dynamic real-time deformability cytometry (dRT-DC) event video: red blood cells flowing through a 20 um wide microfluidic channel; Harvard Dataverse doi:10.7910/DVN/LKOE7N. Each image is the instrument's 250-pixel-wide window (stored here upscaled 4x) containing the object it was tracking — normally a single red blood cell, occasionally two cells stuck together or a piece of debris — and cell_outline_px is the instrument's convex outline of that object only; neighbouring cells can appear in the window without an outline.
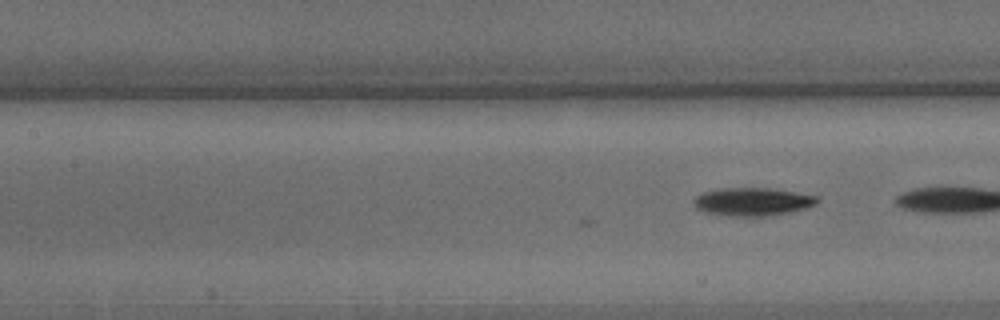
{"species": "common noctule bat (a hibernating species)", "species_latin": "Nyctalus noctula", "temperature_condition": "warm", "stored_images_in_passage": 8, "camera_frame_rate_fps": 3000, "um_per_image_px": 0.085, "animal": {"sex": "male", "body_mass_g": 15.6}, "frame": {"image": 1, "passage_image": 8, "time_ms": 2.333, "image_size_px": [1000, 320], "cell_outline_px": [[820, 200], [816, 204], [792, 212], [764, 216], [732, 216], [708, 212], [696, 208], [692, 200], [696, 196], [704, 192], [720, 188], [768, 188], [816, 196]], "centroid_in_image_um": [63.95, 17.14], "position_along_channel_um": 143.4, "area_um2": 19.94}}